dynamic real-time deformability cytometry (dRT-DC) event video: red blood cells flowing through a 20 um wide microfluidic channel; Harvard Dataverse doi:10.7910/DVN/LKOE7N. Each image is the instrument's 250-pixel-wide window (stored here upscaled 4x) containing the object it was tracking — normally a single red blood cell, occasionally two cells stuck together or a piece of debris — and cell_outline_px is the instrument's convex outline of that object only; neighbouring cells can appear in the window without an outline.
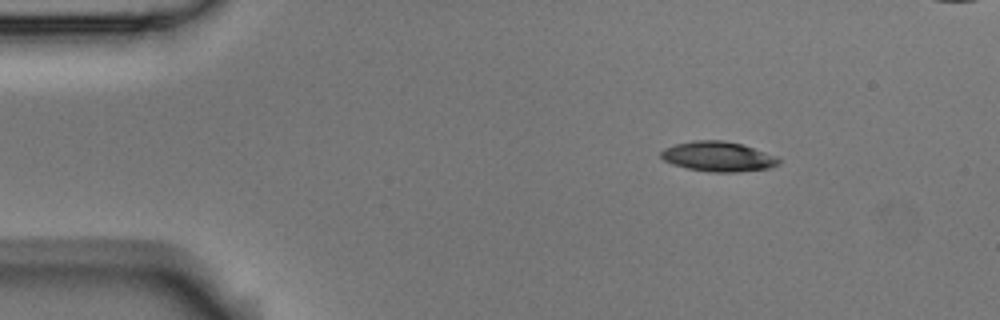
{"species": "Egyptian fruit bat (a non-hibernating species)", "species_latin": "Rousettus aegyptiacus", "temperature_condition": "room temperature", "stored_images_in_passage": 9, "camera_frame_rate_fps": 3000, "um_per_image_px": 0.085, "animal": {"sex": "male"}, "frame": {"image": 1, "passage_image": 1, "time_ms": 0.0, "image_size_px": [1000, 320], "cell_outline_px": [[764, 164], [756, 168], [700, 168], [684, 164], [692, 144], [736, 144], [744, 148]], "centroid_in_image_um": [61.29, 13.33], "position_along_channel_um": 23.7, "area_um2": 11.1}}